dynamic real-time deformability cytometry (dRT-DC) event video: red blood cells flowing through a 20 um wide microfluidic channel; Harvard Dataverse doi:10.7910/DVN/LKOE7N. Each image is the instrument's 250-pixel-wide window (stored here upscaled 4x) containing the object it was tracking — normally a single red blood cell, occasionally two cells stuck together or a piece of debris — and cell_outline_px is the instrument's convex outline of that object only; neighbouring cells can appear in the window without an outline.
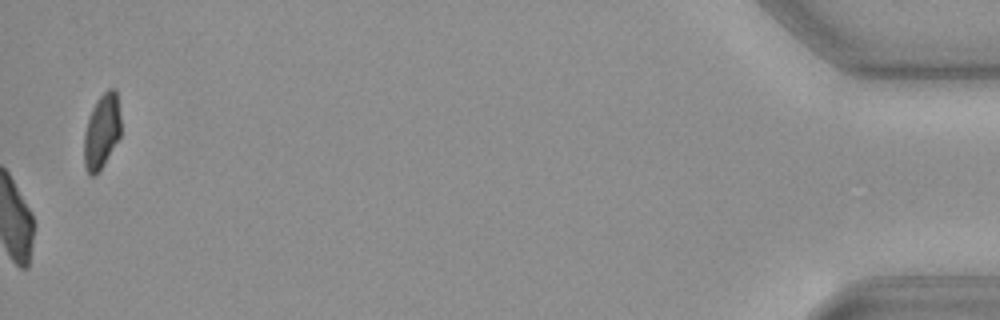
{"species": "common noctule bat (a hibernating species)", "species_latin": "Nyctalus noctula", "temperature_condition": "cold", "stored_images_in_passage": 58, "camera_frame_rate_fps": 3000, "um_per_image_px": 0.085, "animal": {"sex": "female", "body_mass_g": 19.3, "forearm_length_mm": 54.1}, "frame": {"image": 1, "passage_image": 58, "time_ms": 19.0, "image_size_px": [1000, 320], "cell_outline_px": [[120, 136], [104, 164], [92, 176], [88, 176], [84, 164], [84, 132], [92, 108], [96, 100], [108, 88], [116, 88], [120, 116]], "centroid_in_image_um": [8.64, 11.14], "position_along_channel_um": 426.6, "area_um2": 15.95}, "authors_computed_cell_mechanics": {"area_um2": 22.9177, "velocity_mm_per_s": 3.6368, "shape_relaxation_time_tau1_ms": 6.4477, "shape_relaxation_time_tau2_ms": null, "deformation_change_tau1": 0.1747, "deformation_change_tau2": null}}